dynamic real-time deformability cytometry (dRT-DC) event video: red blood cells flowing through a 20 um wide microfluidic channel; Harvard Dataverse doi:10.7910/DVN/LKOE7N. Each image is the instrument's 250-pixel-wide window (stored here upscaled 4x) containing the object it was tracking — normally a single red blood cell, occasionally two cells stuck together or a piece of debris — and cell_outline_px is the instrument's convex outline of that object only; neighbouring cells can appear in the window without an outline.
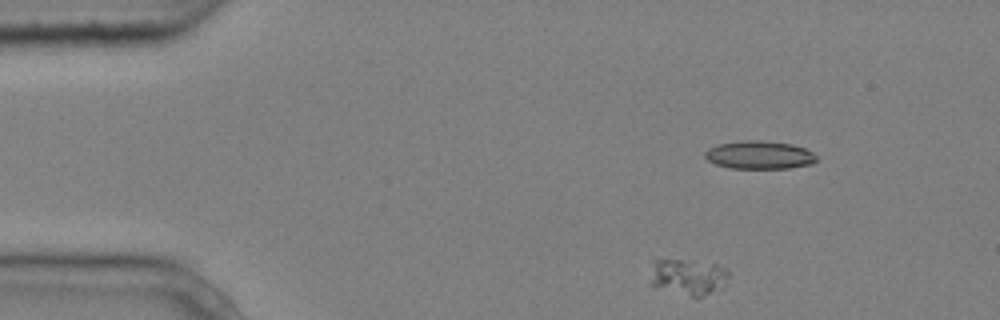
{"species": "common noctule bat (a hibernating species)", "species_latin": "Nyctalus noctula", "temperature_condition": "cold", "stored_images_in_passage": 7, "camera_frame_rate_fps": 3000, "um_per_image_px": 0.085, "animal": {"sex": "male", "body_mass_g": 20.4}, "frame": {"image": 1, "passage_image": 1, "time_ms": 0.0, "image_size_px": [1000, 320], "cell_outline_px": [[728, 276], [724, 288], [696, 300], [648, 284], [652, 260], [680, 260], [716, 264], [728, 268]], "centroid_in_image_um": [58.49, 23.59], "position_along_channel_um": 26.5, "area_um2": 17.22}}
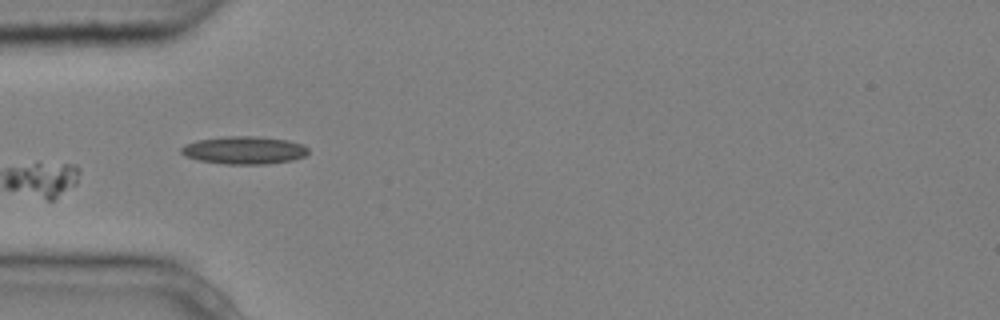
{"frame": {"image": 2, "passage_image": 4, "time_ms": 1.0, "image_size_px": [1000, 320], "cell_outline_px": [[308, 152], [304, 156], [292, 160], [268, 164], [224, 164], [196, 160], [184, 156], [180, 152], [180, 148], [184, 144], [196, 140], [228, 136], [256, 136], [288, 140], [304, 144], [308, 148]], "centroid_in_image_um": [20.72, 12.77], "position_along_channel_um": 64.3, "area_um2": 20.81}}
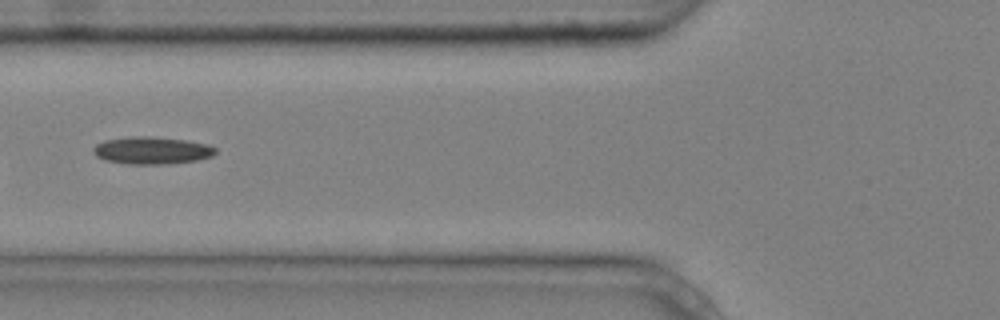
{"frame": {"image": 3, "passage_image": 5, "time_ms": 1.333, "image_size_px": [1000, 320], "cell_outline_px": [[216, 152], [212, 156], [196, 160], [160, 164], [128, 164], [104, 160], [96, 156], [92, 152], [92, 148], [96, 144], [104, 140], [128, 136], [148, 136], [184, 140], [208, 144], [216, 148]], "centroid_in_image_um": [12.85, 12.78], "position_along_channel_um": 112.9, "area_um2": 19.48}}